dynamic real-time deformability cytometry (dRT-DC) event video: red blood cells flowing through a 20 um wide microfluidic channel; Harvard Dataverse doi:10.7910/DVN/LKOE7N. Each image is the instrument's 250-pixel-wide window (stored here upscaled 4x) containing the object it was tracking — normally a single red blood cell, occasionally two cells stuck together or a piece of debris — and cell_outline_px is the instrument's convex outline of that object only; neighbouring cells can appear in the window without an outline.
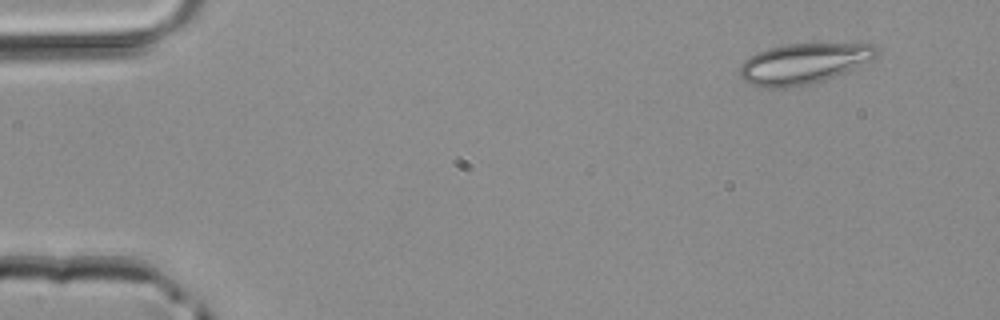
{"species": "common noctule bat (a hibernating species)", "species_latin": "Nyctalus noctula", "temperature_condition": "room temperature", "stored_images_in_passage": 2, "camera_frame_rate_fps": 3000, "um_per_image_px": 0.085, "animal": {"sex": "male", "body_mass_g": 20.4}, "frame": {"image": 1, "passage_image": 2, "time_ms": 0.333, "image_size_px": [1000, 320], "cell_outline_px": [[880, 52], [872, 60], [844, 72], [808, 84], [784, 88], [768, 88], [752, 84], [740, 80], [740, 64], [748, 56], [756, 52], [768, 48], [788, 44], [872, 44]], "centroid_in_image_um": [68.24, 5.4], "position_along_channel_um": 16.8, "area_um2": 31.96}}